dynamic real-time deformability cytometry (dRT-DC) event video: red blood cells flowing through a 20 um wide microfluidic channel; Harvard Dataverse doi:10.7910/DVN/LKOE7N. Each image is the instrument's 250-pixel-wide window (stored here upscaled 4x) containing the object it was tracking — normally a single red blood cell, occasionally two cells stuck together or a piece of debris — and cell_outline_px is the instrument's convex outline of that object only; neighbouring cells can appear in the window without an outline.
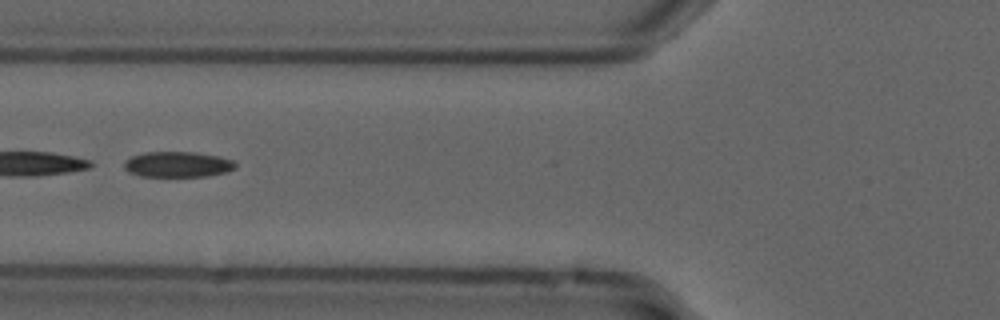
{"species": "common noctule bat (a hibernating species)", "species_latin": "Nyctalus noctula", "temperature_condition": "cold", "stored_images_in_passage": 54, "segment_of_instrument_passage": [2, 2], "camera_frame_rate_fps": 3000, "um_per_image_px": 0.085, "animal": {"sex": "male", "forearm_length_mm": 52.5}, "frame": {"image": 1, "passage_image": 21, "time_ms": 6.667, "image_size_px": [1000, 320], "cell_outline_px": [[236, 168], [228, 172], [208, 176], [140, 176], [128, 172], [124, 168], [124, 160], [132, 156], [144, 152], [196, 152], [220, 156], [236, 160]], "centroid_in_image_um": [15.14, 13.97], "position_along_channel_um": 110.7, "area_um2": 16.88}}